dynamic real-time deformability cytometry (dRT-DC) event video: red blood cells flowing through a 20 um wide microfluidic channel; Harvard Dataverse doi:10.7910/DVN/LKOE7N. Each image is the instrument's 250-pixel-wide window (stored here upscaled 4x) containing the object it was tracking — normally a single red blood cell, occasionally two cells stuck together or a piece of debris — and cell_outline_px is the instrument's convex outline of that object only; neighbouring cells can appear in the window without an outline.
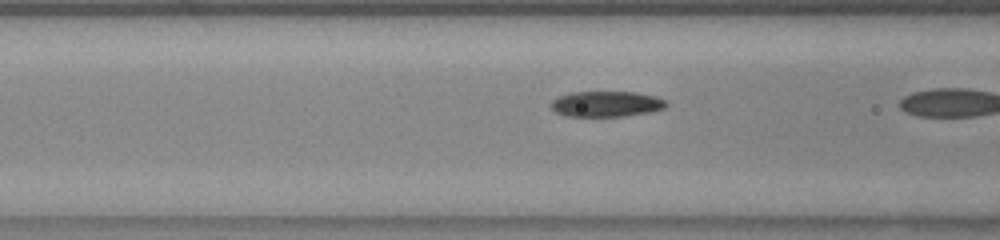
{"species": "common noctule bat (a hibernating species)", "species_latin": "Nyctalus noctula", "temperature_condition": "warm", "stored_images_in_passage": 21, "camera_frame_rate_fps": 3000, "um_per_image_px": 0.085, "animal": {"sex": "female", "body_mass_g": 23.0, "forearm_length_mm": 53.4}, "frame": {"image": 1, "passage_image": 16, "time_ms": 5.0, "image_size_px": [1000, 240], "cell_outline_px": [[668, 104], [664, 108], [652, 112], [624, 116], [568, 116], [556, 112], [552, 108], [552, 100], [568, 92], [636, 92], [656, 96], [664, 100]], "centroid_in_image_um": [51.57, 8.83], "position_along_channel_um": 115.0, "area_um2": 17.17}}